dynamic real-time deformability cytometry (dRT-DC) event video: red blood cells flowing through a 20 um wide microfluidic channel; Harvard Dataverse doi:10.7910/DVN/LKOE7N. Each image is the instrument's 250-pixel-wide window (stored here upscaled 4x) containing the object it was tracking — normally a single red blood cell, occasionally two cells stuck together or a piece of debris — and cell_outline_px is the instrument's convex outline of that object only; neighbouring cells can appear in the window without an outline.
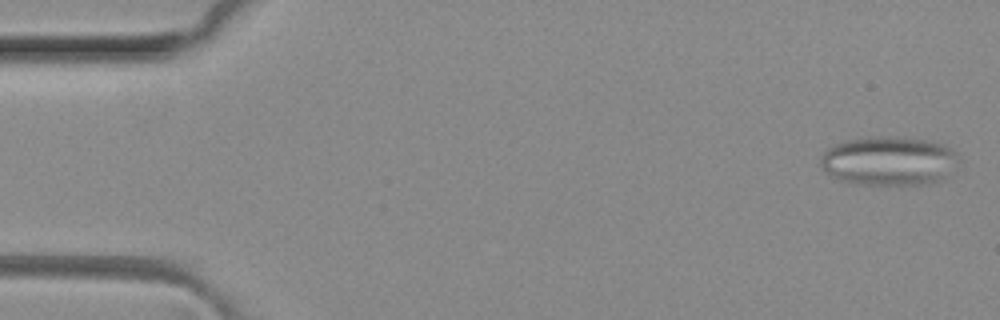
{"species": "common noctule bat (a hibernating species)", "species_latin": "Nyctalus noctula", "temperature_condition": "room temperature", "stored_images_in_passage": 6, "camera_frame_rate_fps": 3000, "um_per_image_px": 0.085, "animal": {"sex": "female", "body_mass_g": 29.2, "forearm_length_mm": 56.3}, "frame": {"image": 1, "passage_image": 1, "time_ms": 0.0, "image_size_px": [1000, 320], "cell_outline_px": [[956, 160], [944, 176], [940, 180], [924, 184], [860, 184], [840, 180], [832, 176], [820, 164], [820, 156], [828, 148], [844, 140], [868, 136], [896, 136], [928, 140], [944, 144], [952, 148], [956, 152]], "centroid_in_image_um": [75.5, 13.64], "position_along_channel_um": 9.5, "area_um2": 39.19}}